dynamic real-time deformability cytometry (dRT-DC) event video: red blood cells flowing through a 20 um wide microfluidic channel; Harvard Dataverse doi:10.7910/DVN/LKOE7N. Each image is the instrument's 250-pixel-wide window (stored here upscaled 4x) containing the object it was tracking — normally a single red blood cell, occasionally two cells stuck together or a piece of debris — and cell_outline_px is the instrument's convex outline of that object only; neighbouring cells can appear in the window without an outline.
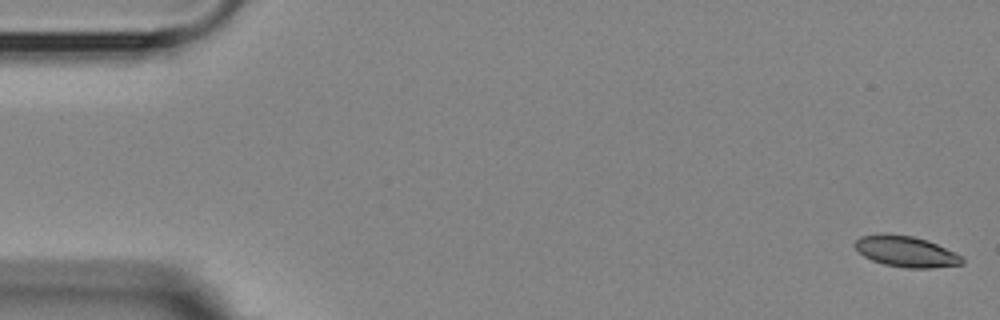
{"species": "Egyptian fruit bat (a non-hibernating species)", "species_latin": "Rousettus aegyptiacus", "temperature_condition": "room temperature", "stored_images_in_passage": 6, "segment_of_instrument_passage": [1, 2], "camera_frame_rate_fps": 3000, "um_per_image_px": 0.085, "animal": {"sex": "female"}, "frame": {"image": 1, "passage_image": 1, "time_ms": 0.0, "image_size_px": [1000, 320], "cell_outline_px": [[964, 264], [932, 268], [904, 268], [884, 264], [872, 260], [864, 256], [856, 248], [856, 240], [860, 236], [884, 232], [912, 236], [928, 240], [960, 256], [964, 260]], "centroid_in_image_um": [76.99, 21.37], "position_along_channel_um": 8.0, "area_um2": 19.25}}